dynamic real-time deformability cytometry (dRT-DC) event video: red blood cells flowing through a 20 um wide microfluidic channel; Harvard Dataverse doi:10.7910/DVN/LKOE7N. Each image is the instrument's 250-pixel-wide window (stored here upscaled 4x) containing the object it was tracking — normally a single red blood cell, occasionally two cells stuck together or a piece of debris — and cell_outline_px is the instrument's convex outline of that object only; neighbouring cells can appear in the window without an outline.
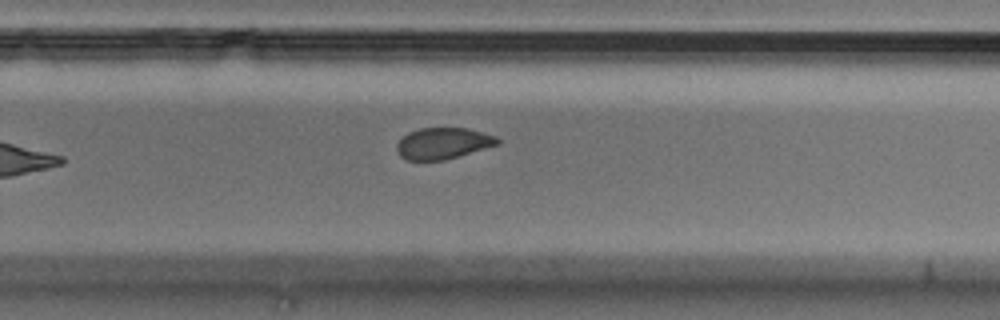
{"species": "Egyptian fruit bat (a non-hibernating species)", "species_latin": "Rousettus aegyptiacus", "temperature_condition": "cold", "stored_images_in_passage": 10, "segment_of_instrument_passage": [1, 2], "camera_frame_rate_fps": 3000, "um_per_image_px": 0.085, "animal": {"sex": "male"}, "frame": {"image": 1, "passage_image": 9, "time_ms": 2.667, "image_size_px": [1000, 320], "cell_outline_px": [[500, 144], [444, 160], [408, 160], [400, 156], [396, 148], [396, 144], [408, 132], [420, 128], [468, 128], [496, 136], [500, 140]], "centroid_in_image_um": [37.66, 12.18], "position_along_channel_um": 292.1, "area_um2": 18.32}}